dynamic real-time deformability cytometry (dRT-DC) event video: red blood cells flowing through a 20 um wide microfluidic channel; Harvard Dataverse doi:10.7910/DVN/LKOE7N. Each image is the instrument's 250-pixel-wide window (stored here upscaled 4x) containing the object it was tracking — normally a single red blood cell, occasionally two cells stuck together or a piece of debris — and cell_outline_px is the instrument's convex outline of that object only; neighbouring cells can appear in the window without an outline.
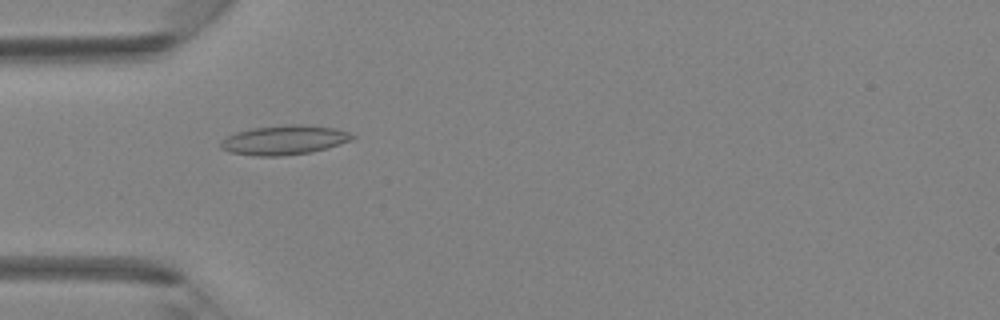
{"species": "Egyptian fruit bat (a non-hibernating species)", "species_latin": "Rousettus aegyptiacus", "temperature_condition": "room temperature", "stored_images_in_passage": 42, "camera_frame_rate_fps": 3000, "um_per_image_px": 0.085, "animal": {"sex": "female"}, "frame": {"image": 1, "passage_image": 13, "time_ms": 4.0, "image_size_px": [1000, 320], "cell_outline_px": [[356, 136], [352, 140], [328, 148], [312, 152], [280, 156], [256, 156], [228, 152], [220, 148], [220, 140], [236, 132], [252, 128], [288, 124], [300, 124], [336, 128], [348, 132]], "centroid_in_image_um": [24.15, 11.9], "position_along_channel_um": 60.8, "area_um2": 22.72}}
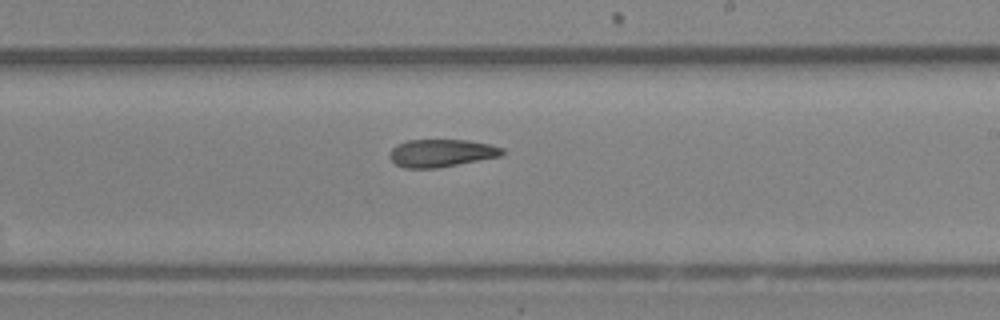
{"frame": {"image": 2, "passage_image": 25, "time_ms": 8.0, "image_size_px": [1000, 320], "cell_outline_px": [[504, 152], [500, 156], [436, 168], [404, 168], [396, 164], [388, 156], [392, 148], [396, 144], [408, 140], [468, 140], [488, 144], [504, 148]], "centroid_in_image_um": [37.48, 13.0], "position_along_channel_um": 251.5, "area_um2": 18.03}}
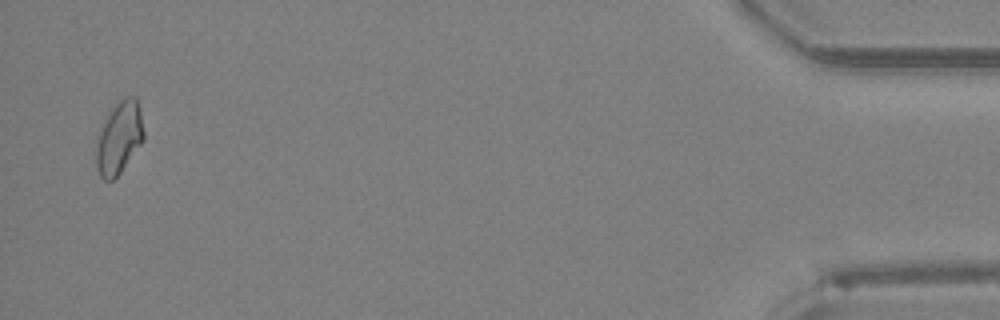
{"frame": {"image": 3, "passage_image": 41, "time_ms": 13.333, "image_size_px": [1000, 320], "cell_outline_px": [[144, 140], [120, 172], [112, 180], [104, 180], [100, 176], [96, 168], [96, 136], [104, 120], [112, 108], [124, 96], [136, 96], [140, 108], [144, 132]], "centroid_in_image_um": [10.11, 11.69], "position_along_channel_um": 425.1, "area_um2": 20.17}}